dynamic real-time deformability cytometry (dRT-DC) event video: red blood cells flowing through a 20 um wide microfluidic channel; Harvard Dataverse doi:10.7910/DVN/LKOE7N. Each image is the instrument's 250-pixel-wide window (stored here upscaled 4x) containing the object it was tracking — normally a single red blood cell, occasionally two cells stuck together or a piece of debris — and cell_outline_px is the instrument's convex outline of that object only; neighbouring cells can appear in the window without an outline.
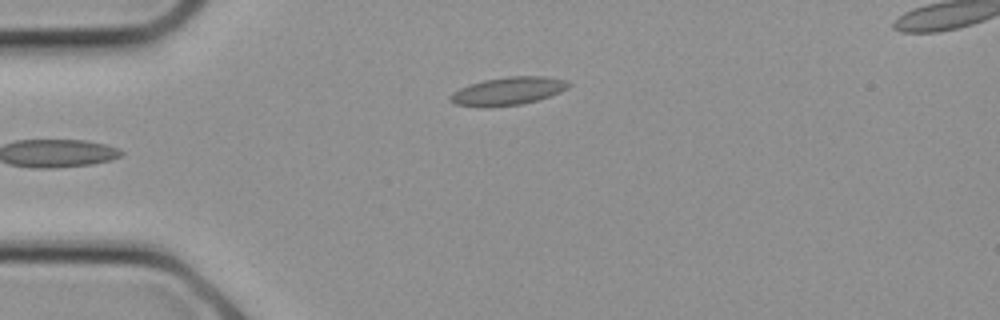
{"species": "common noctule bat (a hibernating species)", "species_latin": "Nyctalus noctula", "temperature_condition": "cold", "stored_images_in_passage": 8, "camera_frame_rate_fps": 3000, "um_per_image_px": 0.085, "animal": {"sex": "female", "body_mass_g": 21.9}, "frame": {"image": 1, "passage_image": 8, "time_ms": 2.333, "image_size_px": [1000, 320], "cell_outline_px": [[572, 84], [568, 88], [560, 92], [536, 100], [520, 104], [484, 108], [456, 104], [448, 100], [448, 96], [452, 92], [468, 84], [484, 80], [508, 76], [544, 76], [568, 80]], "centroid_in_image_um": [43.15, 7.74], "position_along_channel_um": 41.8, "area_um2": 19.48}}